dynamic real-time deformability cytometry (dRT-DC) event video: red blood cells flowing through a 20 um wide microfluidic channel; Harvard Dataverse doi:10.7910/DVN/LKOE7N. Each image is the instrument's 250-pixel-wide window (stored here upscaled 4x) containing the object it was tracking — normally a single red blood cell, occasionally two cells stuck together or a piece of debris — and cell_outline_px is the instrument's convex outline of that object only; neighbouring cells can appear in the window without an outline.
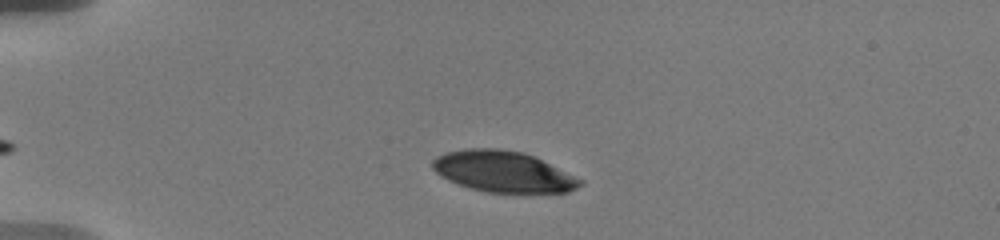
{"species": "human", "species_latin": "Homo sapiens", "temperature_condition": "warm", "stored_images_in_passage": 11, "camera_frame_rate_fps": 3000, "um_per_image_px": 0.085, "donor": {"sex": "male"}, "frame": {"image": 1, "passage_image": 1, "time_ms": 0.0, "image_size_px": [1000, 240], "cell_outline_px": [[584, 184], [568, 192], [488, 192], [472, 188], [448, 180], [440, 176], [432, 168], [432, 160], [436, 156], [444, 152], [468, 148], [500, 148], [524, 152], [584, 180]], "centroid_in_image_um": [42.75, 14.57], "position_along_channel_um": 42.3, "area_um2": 35.14}}
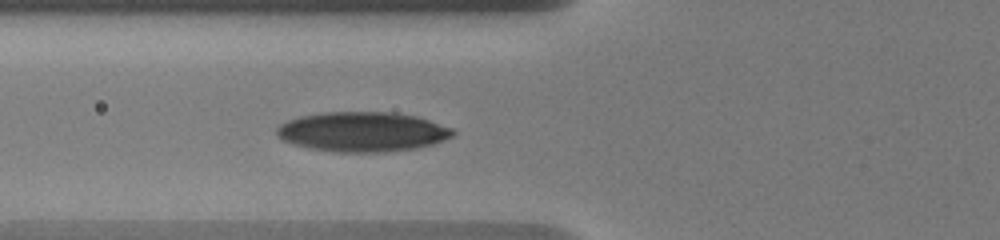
{"frame": {"image": 2, "passage_image": 7, "time_ms": 2.667, "image_size_px": [1000, 240], "cell_outline_px": [[456, 132], [452, 136], [432, 144], [416, 148], [384, 152], [340, 152], [308, 148], [284, 140], [276, 136], [276, 128], [280, 124], [288, 120], [300, 116], [324, 112], [392, 112], [416, 116], [452, 128]], "centroid_in_image_um": [30.79, 11.19], "position_along_channel_um": 95.0, "area_um2": 40.63}}
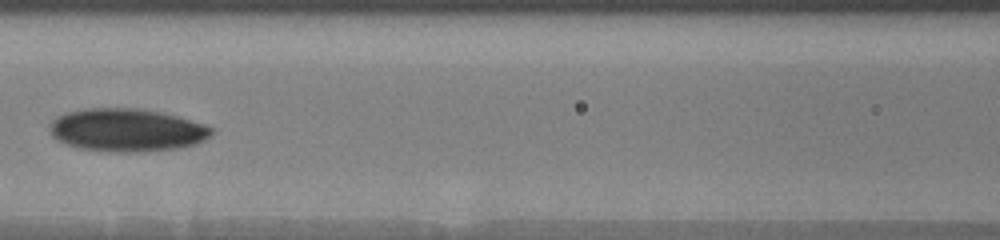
{"frame": {"image": 3, "passage_image": 10, "time_ms": 4.333, "image_size_px": [1000, 240], "cell_outline_px": [[212, 136], [196, 144], [176, 148], [140, 152], [116, 152], [80, 148], [56, 140], [52, 136], [52, 120], [56, 116], [68, 112], [84, 108], [144, 108], [176, 116], [204, 124], [212, 128]], "centroid_in_image_um": [10.79, 11.05], "position_along_channel_um": 155.8, "area_um2": 40.34}}